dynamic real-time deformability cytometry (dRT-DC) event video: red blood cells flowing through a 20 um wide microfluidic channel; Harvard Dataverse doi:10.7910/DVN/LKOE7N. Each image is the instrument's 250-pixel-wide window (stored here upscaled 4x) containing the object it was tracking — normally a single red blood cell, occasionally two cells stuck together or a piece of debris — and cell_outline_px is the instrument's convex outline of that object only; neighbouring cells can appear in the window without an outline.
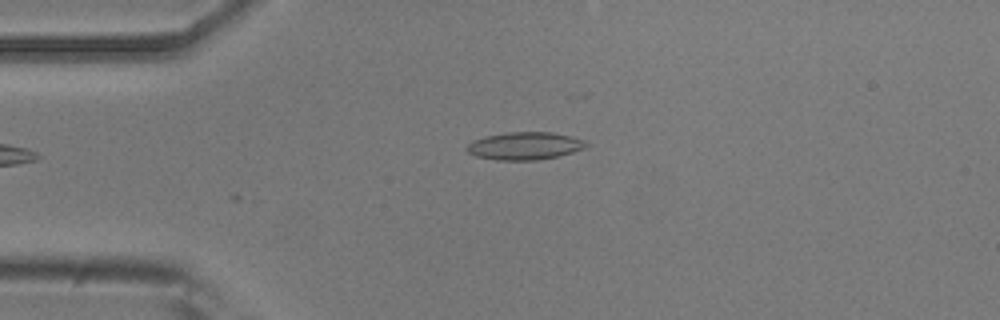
{"species": "common noctule bat (a hibernating species)", "species_latin": "Nyctalus noctula", "temperature_condition": "room temperature", "stored_images_in_passage": 7, "camera_frame_rate_fps": 3000, "um_per_image_px": 0.085, "animal": {"sex": "male", "body_mass_g": 20.5, "forearm_length_mm": 52.5}, "frame": {"image": 1, "passage_image": 1, "time_ms": 0.0, "image_size_px": [1000, 320], "cell_outline_px": [[588, 144], [572, 152], [560, 156], [536, 160], [496, 160], [476, 156], [468, 152], [464, 148], [472, 140], [484, 136], [508, 132], [552, 132], [584, 140]], "centroid_in_image_um": [44.53, 12.4], "position_along_channel_um": 40.5, "area_um2": 19.13}}
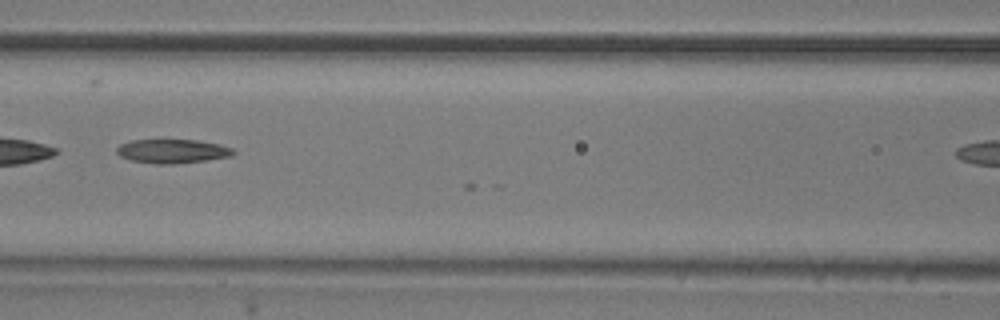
{"frame": {"image": 2, "passage_image": 6, "time_ms": 1.667, "image_size_px": [1000, 320], "cell_outline_px": [[236, 152], [232, 156], [208, 160], [176, 164], [152, 164], [132, 160], [120, 156], [116, 152], [116, 148], [120, 144], [132, 140], [160, 136], [196, 140], [220, 144], [232, 148]], "centroid_in_image_um": [14.62, 12.8], "position_along_channel_um": 152.0, "area_um2": 17.34}}